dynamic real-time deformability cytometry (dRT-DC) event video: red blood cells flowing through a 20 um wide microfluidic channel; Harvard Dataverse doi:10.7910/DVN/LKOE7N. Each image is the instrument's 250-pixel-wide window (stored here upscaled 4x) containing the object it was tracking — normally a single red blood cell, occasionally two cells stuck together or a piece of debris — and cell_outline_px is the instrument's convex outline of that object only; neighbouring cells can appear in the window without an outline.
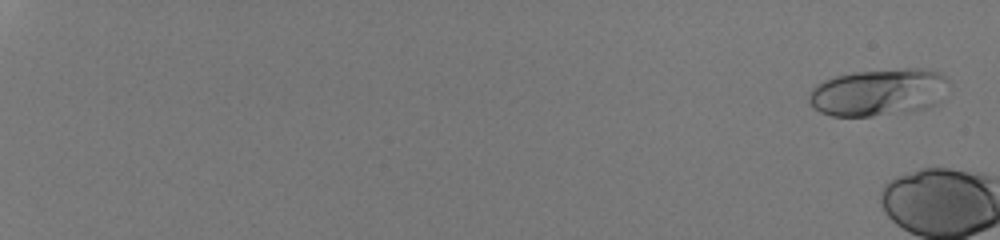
{"species": "human", "species_latin": "Homo sapiens", "temperature_condition": "room temperature", "stored_images_in_passage": 11, "camera_frame_rate_fps": 3000, "um_per_image_px": 0.085, "donor": {"sex": "male"}, "frame": {"image": 1, "passage_image": 2, "time_ms": 0.333, "image_size_px": [1000, 240], "cell_outline_px": [[948, 80], [936, 104], [924, 108], [872, 116], [832, 116], [820, 112], [808, 100], [808, 96], [812, 88], [816, 84], [824, 80], [836, 76], [852, 72], [900, 68], [920, 68], [940, 72]], "centroid_in_image_um": [74.62, 7.82], "position_along_channel_um": 10.4, "area_um2": 38.03}}